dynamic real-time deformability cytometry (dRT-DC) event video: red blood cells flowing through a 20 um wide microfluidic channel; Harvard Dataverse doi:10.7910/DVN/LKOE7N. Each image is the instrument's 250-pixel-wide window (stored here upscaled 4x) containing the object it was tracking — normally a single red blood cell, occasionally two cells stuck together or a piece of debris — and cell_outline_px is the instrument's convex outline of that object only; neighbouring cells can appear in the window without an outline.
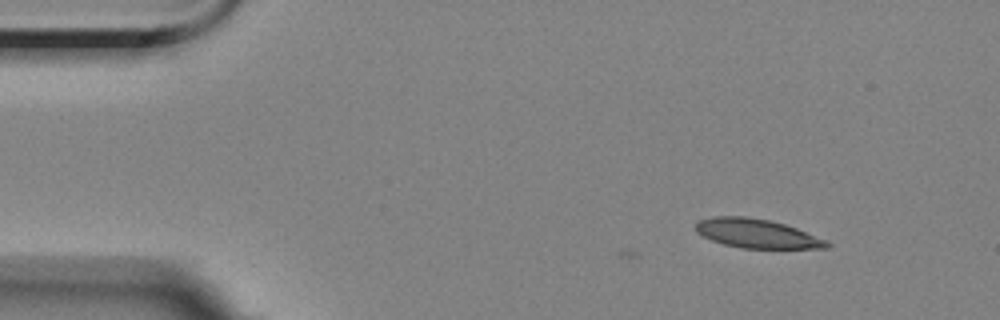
{"species": "Egyptian fruit bat (a non-hibernating species)", "species_latin": "Rousettus aegyptiacus", "temperature_condition": "room temperature", "stored_images_in_passage": 6, "camera_frame_rate_fps": 3000, "um_per_image_px": 0.085, "animal": {"sex": "female"}, "frame": {"image": 1, "passage_image": 3, "time_ms": 2.667, "image_size_px": [1000, 320], "cell_outline_px": [[832, 244], [828, 248], [740, 248], [724, 244], [700, 236], [696, 232], [696, 224], [700, 220], [712, 216], [748, 216], [768, 220], [784, 224], [796, 228], [828, 240]], "centroid_in_image_um": [64.33, 19.85], "position_along_channel_um": 20.7, "area_um2": 22.25}}
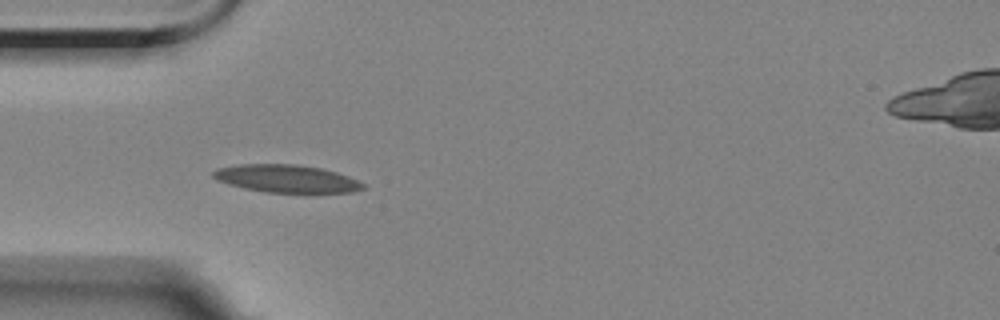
{"frame": {"image": 2, "passage_image": 5, "time_ms": 6.0, "image_size_px": [1000, 320], "cell_outline_px": [[364, 188], [352, 192], [264, 192], [244, 188], [228, 184], [216, 180], [212, 176], [212, 172], [216, 168], [236, 164], [292, 164], [320, 168], [336, 172], [348, 176], [364, 184]], "centroid_in_image_um": [24.28, 15.18], "position_along_channel_um": 60.7, "area_um2": 24.04}}
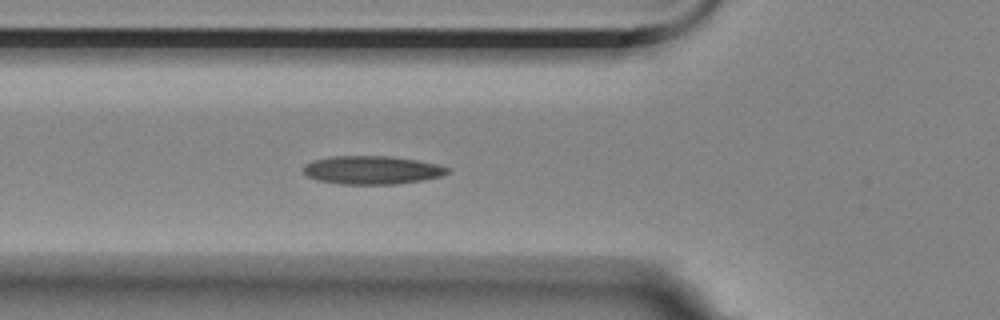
{"frame": {"image": 3, "passage_image": 6, "time_ms": 7.0, "image_size_px": [1000, 320], "cell_outline_px": [[452, 172], [440, 176], [424, 180], [396, 184], [340, 184], [316, 180], [308, 176], [304, 172], [304, 164], [312, 160], [332, 156], [392, 156], [416, 160], [436, 164], [452, 168]], "centroid_in_image_um": [31.64, 14.45], "position_along_channel_um": 94.2, "area_um2": 23.99}}